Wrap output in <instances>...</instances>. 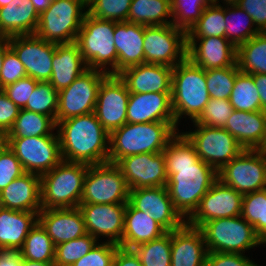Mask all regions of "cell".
<instances>
[{"label": "cell", "mask_w": 266, "mask_h": 266, "mask_svg": "<svg viewBox=\"0 0 266 266\" xmlns=\"http://www.w3.org/2000/svg\"><path fill=\"white\" fill-rule=\"evenodd\" d=\"M163 153L168 176L166 188L174 208L187 220L218 180V171L199 158L193 144L179 130Z\"/></svg>", "instance_id": "cell-1"}, {"label": "cell", "mask_w": 266, "mask_h": 266, "mask_svg": "<svg viewBox=\"0 0 266 266\" xmlns=\"http://www.w3.org/2000/svg\"><path fill=\"white\" fill-rule=\"evenodd\" d=\"M56 128L64 161L87 165L108 162L110 134L94 112L60 121Z\"/></svg>", "instance_id": "cell-2"}, {"label": "cell", "mask_w": 266, "mask_h": 266, "mask_svg": "<svg viewBox=\"0 0 266 266\" xmlns=\"http://www.w3.org/2000/svg\"><path fill=\"white\" fill-rule=\"evenodd\" d=\"M176 121L125 123L110 133L108 162L143 153H160L178 132Z\"/></svg>", "instance_id": "cell-3"}, {"label": "cell", "mask_w": 266, "mask_h": 266, "mask_svg": "<svg viewBox=\"0 0 266 266\" xmlns=\"http://www.w3.org/2000/svg\"><path fill=\"white\" fill-rule=\"evenodd\" d=\"M171 98L176 127L184 115L194 122L210 100L205 70L187 57L178 63L172 72Z\"/></svg>", "instance_id": "cell-4"}, {"label": "cell", "mask_w": 266, "mask_h": 266, "mask_svg": "<svg viewBox=\"0 0 266 266\" xmlns=\"http://www.w3.org/2000/svg\"><path fill=\"white\" fill-rule=\"evenodd\" d=\"M76 43L89 69L118 75V55L114 44V21L103 20L86 14L78 32Z\"/></svg>", "instance_id": "cell-5"}, {"label": "cell", "mask_w": 266, "mask_h": 266, "mask_svg": "<svg viewBox=\"0 0 266 266\" xmlns=\"http://www.w3.org/2000/svg\"><path fill=\"white\" fill-rule=\"evenodd\" d=\"M87 164L62 160L40 176L42 209L76 208L79 206Z\"/></svg>", "instance_id": "cell-6"}, {"label": "cell", "mask_w": 266, "mask_h": 266, "mask_svg": "<svg viewBox=\"0 0 266 266\" xmlns=\"http://www.w3.org/2000/svg\"><path fill=\"white\" fill-rule=\"evenodd\" d=\"M201 230L208 252L244 254L245 250L263 245L254 227L241 215L218 218L202 224Z\"/></svg>", "instance_id": "cell-7"}, {"label": "cell", "mask_w": 266, "mask_h": 266, "mask_svg": "<svg viewBox=\"0 0 266 266\" xmlns=\"http://www.w3.org/2000/svg\"><path fill=\"white\" fill-rule=\"evenodd\" d=\"M86 14L87 6L81 0H53L39 15L35 34L56 44L76 42Z\"/></svg>", "instance_id": "cell-8"}, {"label": "cell", "mask_w": 266, "mask_h": 266, "mask_svg": "<svg viewBox=\"0 0 266 266\" xmlns=\"http://www.w3.org/2000/svg\"><path fill=\"white\" fill-rule=\"evenodd\" d=\"M129 187L121 169L113 163L89 165L80 204H126Z\"/></svg>", "instance_id": "cell-9"}, {"label": "cell", "mask_w": 266, "mask_h": 266, "mask_svg": "<svg viewBox=\"0 0 266 266\" xmlns=\"http://www.w3.org/2000/svg\"><path fill=\"white\" fill-rule=\"evenodd\" d=\"M218 179L242 195L266 188V151L244 149L218 171Z\"/></svg>", "instance_id": "cell-10"}, {"label": "cell", "mask_w": 266, "mask_h": 266, "mask_svg": "<svg viewBox=\"0 0 266 266\" xmlns=\"http://www.w3.org/2000/svg\"><path fill=\"white\" fill-rule=\"evenodd\" d=\"M194 131L182 132L193 144L199 158L219 171L244 148L224 128L193 124Z\"/></svg>", "instance_id": "cell-11"}, {"label": "cell", "mask_w": 266, "mask_h": 266, "mask_svg": "<svg viewBox=\"0 0 266 266\" xmlns=\"http://www.w3.org/2000/svg\"><path fill=\"white\" fill-rule=\"evenodd\" d=\"M144 63L174 68L186 58V33L172 24L145 26Z\"/></svg>", "instance_id": "cell-12"}, {"label": "cell", "mask_w": 266, "mask_h": 266, "mask_svg": "<svg viewBox=\"0 0 266 266\" xmlns=\"http://www.w3.org/2000/svg\"><path fill=\"white\" fill-rule=\"evenodd\" d=\"M108 75L101 70L88 68L70 86L60 90L56 124L94 112L100 84Z\"/></svg>", "instance_id": "cell-13"}, {"label": "cell", "mask_w": 266, "mask_h": 266, "mask_svg": "<svg viewBox=\"0 0 266 266\" xmlns=\"http://www.w3.org/2000/svg\"><path fill=\"white\" fill-rule=\"evenodd\" d=\"M8 147L19 159L25 172L40 176L63 160L58 135L8 138Z\"/></svg>", "instance_id": "cell-14"}, {"label": "cell", "mask_w": 266, "mask_h": 266, "mask_svg": "<svg viewBox=\"0 0 266 266\" xmlns=\"http://www.w3.org/2000/svg\"><path fill=\"white\" fill-rule=\"evenodd\" d=\"M9 45L24 65L27 77L49 82L56 43L30 34L9 37Z\"/></svg>", "instance_id": "cell-15"}, {"label": "cell", "mask_w": 266, "mask_h": 266, "mask_svg": "<svg viewBox=\"0 0 266 266\" xmlns=\"http://www.w3.org/2000/svg\"><path fill=\"white\" fill-rule=\"evenodd\" d=\"M130 92L118 75H108L100 84L94 113L110 134L127 123Z\"/></svg>", "instance_id": "cell-16"}, {"label": "cell", "mask_w": 266, "mask_h": 266, "mask_svg": "<svg viewBox=\"0 0 266 266\" xmlns=\"http://www.w3.org/2000/svg\"><path fill=\"white\" fill-rule=\"evenodd\" d=\"M243 195L219 179L207 191L197 209L186 220L190 226L199 228L202 224L218 218L241 215Z\"/></svg>", "instance_id": "cell-17"}, {"label": "cell", "mask_w": 266, "mask_h": 266, "mask_svg": "<svg viewBox=\"0 0 266 266\" xmlns=\"http://www.w3.org/2000/svg\"><path fill=\"white\" fill-rule=\"evenodd\" d=\"M128 202L135 209L147 212L148 216L167 232L174 231L186 223L174 208L166 186L130 189Z\"/></svg>", "instance_id": "cell-18"}, {"label": "cell", "mask_w": 266, "mask_h": 266, "mask_svg": "<svg viewBox=\"0 0 266 266\" xmlns=\"http://www.w3.org/2000/svg\"><path fill=\"white\" fill-rule=\"evenodd\" d=\"M129 189L166 186L168 176L163 152L143 153L122 158L116 164Z\"/></svg>", "instance_id": "cell-19"}, {"label": "cell", "mask_w": 266, "mask_h": 266, "mask_svg": "<svg viewBox=\"0 0 266 266\" xmlns=\"http://www.w3.org/2000/svg\"><path fill=\"white\" fill-rule=\"evenodd\" d=\"M86 232L98 241L100 236L119 245L124 230L126 204H79Z\"/></svg>", "instance_id": "cell-20"}, {"label": "cell", "mask_w": 266, "mask_h": 266, "mask_svg": "<svg viewBox=\"0 0 266 266\" xmlns=\"http://www.w3.org/2000/svg\"><path fill=\"white\" fill-rule=\"evenodd\" d=\"M186 57L204 70L220 69L237 64V48L226 37L187 38Z\"/></svg>", "instance_id": "cell-21"}, {"label": "cell", "mask_w": 266, "mask_h": 266, "mask_svg": "<svg viewBox=\"0 0 266 266\" xmlns=\"http://www.w3.org/2000/svg\"><path fill=\"white\" fill-rule=\"evenodd\" d=\"M38 222L56 245L87 234L82 212L76 208L42 209Z\"/></svg>", "instance_id": "cell-22"}, {"label": "cell", "mask_w": 266, "mask_h": 266, "mask_svg": "<svg viewBox=\"0 0 266 266\" xmlns=\"http://www.w3.org/2000/svg\"><path fill=\"white\" fill-rule=\"evenodd\" d=\"M173 68L142 63L118 74L130 93H171Z\"/></svg>", "instance_id": "cell-23"}, {"label": "cell", "mask_w": 266, "mask_h": 266, "mask_svg": "<svg viewBox=\"0 0 266 266\" xmlns=\"http://www.w3.org/2000/svg\"><path fill=\"white\" fill-rule=\"evenodd\" d=\"M175 121L171 93H130L127 105L128 123Z\"/></svg>", "instance_id": "cell-24"}, {"label": "cell", "mask_w": 266, "mask_h": 266, "mask_svg": "<svg viewBox=\"0 0 266 266\" xmlns=\"http://www.w3.org/2000/svg\"><path fill=\"white\" fill-rule=\"evenodd\" d=\"M207 253L199 228L185 223L171 231V266H205Z\"/></svg>", "instance_id": "cell-25"}, {"label": "cell", "mask_w": 266, "mask_h": 266, "mask_svg": "<svg viewBox=\"0 0 266 266\" xmlns=\"http://www.w3.org/2000/svg\"><path fill=\"white\" fill-rule=\"evenodd\" d=\"M244 149L263 150L266 142V111L233 110L224 127Z\"/></svg>", "instance_id": "cell-26"}, {"label": "cell", "mask_w": 266, "mask_h": 266, "mask_svg": "<svg viewBox=\"0 0 266 266\" xmlns=\"http://www.w3.org/2000/svg\"><path fill=\"white\" fill-rule=\"evenodd\" d=\"M0 206L38 214L42 210L40 175L26 172L13 180L0 192Z\"/></svg>", "instance_id": "cell-27"}, {"label": "cell", "mask_w": 266, "mask_h": 266, "mask_svg": "<svg viewBox=\"0 0 266 266\" xmlns=\"http://www.w3.org/2000/svg\"><path fill=\"white\" fill-rule=\"evenodd\" d=\"M145 25L114 21V44L118 55V74L144 63Z\"/></svg>", "instance_id": "cell-28"}, {"label": "cell", "mask_w": 266, "mask_h": 266, "mask_svg": "<svg viewBox=\"0 0 266 266\" xmlns=\"http://www.w3.org/2000/svg\"><path fill=\"white\" fill-rule=\"evenodd\" d=\"M49 83L59 92L70 86L88 67L76 42L56 44Z\"/></svg>", "instance_id": "cell-29"}, {"label": "cell", "mask_w": 266, "mask_h": 266, "mask_svg": "<svg viewBox=\"0 0 266 266\" xmlns=\"http://www.w3.org/2000/svg\"><path fill=\"white\" fill-rule=\"evenodd\" d=\"M37 221L38 214L35 212L0 206V251H19Z\"/></svg>", "instance_id": "cell-30"}, {"label": "cell", "mask_w": 266, "mask_h": 266, "mask_svg": "<svg viewBox=\"0 0 266 266\" xmlns=\"http://www.w3.org/2000/svg\"><path fill=\"white\" fill-rule=\"evenodd\" d=\"M167 231L147 212L135 209L129 202L126 203L124 214V230L120 247L133 249L134 247L150 242L163 236Z\"/></svg>", "instance_id": "cell-31"}, {"label": "cell", "mask_w": 266, "mask_h": 266, "mask_svg": "<svg viewBox=\"0 0 266 266\" xmlns=\"http://www.w3.org/2000/svg\"><path fill=\"white\" fill-rule=\"evenodd\" d=\"M39 14L30 0H12L0 7V36L35 34Z\"/></svg>", "instance_id": "cell-32"}, {"label": "cell", "mask_w": 266, "mask_h": 266, "mask_svg": "<svg viewBox=\"0 0 266 266\" xmlns=\"http://www.w3.org/2000/svg\"><path fill=\"white\" fill-rule=\"evenodd\" d=\"M170 0H132L127 22L145 26L172 24Z\"/></svg>", "instance_id": "cell-33"}, {"label": "cell", "mask_w": 266, "mask_h": 266, "mask_svg": "<svg viewBox=\"0 0 266 266\" xmlns=\"http://www.w3.org/2000/svg\"><path fill=\"white\" fill-rule=\"evenodd\" d=\"M237 64L243 73L266 74V32H260L237 48Z\"/></svg>", "instance_id": "cell-34"}, {"label": "cell", "mask_w": 266, "mask_h": 266, "mask_svg": "<svg viewBox=\"0 0 266 266\" xmlns=\"http://www.w3.org/2000/svg\"><path fill=\"white\" fill-rule=\"evenodd\" d=\"M55 121L46 115L20 109L13 127L8 132V138H28L45 135H58L54 133Z\"/></svg>", "instance_id": "cell-35"}, {"label": "cell", "mask_w": 266, "mask_h": 266, "mask_svg": "<svg viewBox=\"0 0 266 266\" xmlns=\"http://www.w3.org/2000/svg\"><path fill=\"white\" fill-rule=\"evenodd\" d=\"M230 6V7H229ZM225 37L236 47L259 34L252 18L238 5L225 7Z\"/></svg>", "instance_id": "cell-36"}, {"label": "cell", "mask_w": 266, "mask_h": 266, "mask_svg": "<svg viewBox=\"0 0 266 266\" xmlns=\"http://www.w3.org/2000/svg\"><path fill=\"white\" fill-rule=\"evenodd\" d=\"M55 248V244L37 221L25 238L19 253L22 258L27 260L54 262Z\"/></svg>", "instance_id": "cell-37"}, {"label": "cell", "mask_w": 266, "mask_h": 266, "mask_svg": "<svg viewBox=\"0 0 266 266\" xmlns=\"http://www.w3.org/2000/svg\"><path fill=\"white\" fill-rule=\"evenodd\" d=\"M229 101L234 110L247 112L263 111L253 75L241 71L236 75Z\"/></svg>", "instance_id": "cell-38"}, {"label": "cell", "mask_w": 266, "mask_h": 266, "mask_svg": "<svg viewBox=\"0 0 266 266\" xmlns=\"http://www.w3.org/2000/svg\"><path fill=\"white\" fill-rule=\"evenodd\" d=\"M225 7L213 3L203 10L197 23L186 34L187 38L225 37Z\"/></svg>", "instance_id": "cell-39"}, {"label": "cell", "mask_w": 266, "mask_h": 266, "mask_svg": "<svg viewBox=\"0 0 266 266\" xmlns=\"http://www.w3.org/2000/svg\"><path fill=\"white\" fill-rule=\"evenodd\" d=\"M142 266H171V232L132 249Z\"/></svg>", "instance_id": "cell-40"}, {"label": "cell", "mask_w": 266, "mask_h": 266, "mask_svg": "<svg viewBox=\"0 0 266 266\" xmlns=\"http://www.w3.org/2000/svg\"><path fill=\"white\" fill-rule=\"evenodd\" d=\"M170 3L172 25L187 34L214 0H170Z\"/></svg>", "instance_id": "cell-41"}, {"label": "cell", "mask_w": 266, "mask_h": 266, "mask_svg": "<svg viewBox=\"0 0 266 266\" xmlns=\"http://www.w3.org/2000/svg\"><path fill=\"white\" fill-rule=\"evenodd\" d=\"M239 72L238 64L220 69L205 70V78L210 98L229 100L236 75Z\"/></svg>", "instance_id": "cell-42"}, {"label": "cell", "mask_w": 266, "mask_h": 266, "mask_svg": "<svg viewBox=\"0 0 266 266\" xmlns=\"http://www.w3.org/2000/svg\"><path fill=\"white\" fill-rule=\"evenodd\" d=\"M58 94L49 82H38L23 109L49 116L56 123Z\"/></svg>", "instance_id": "cell-43"}, {"label": "cell", "mask_w": 266, "mask_h": 266, "mask_svg": "<svg viewBox=\"0 0 266 266\" xmlns=\"http://www.w3.org/2000/svg\"><path fill=\"white\" fill-rule=\"evenodd\" d=\"M98 242L89 233L56 245L54 266H71L81 257L86 255Z\"/></svg>", "instance_id": "cell-44"}, {"label": "cell", "mask_w": 266, "mask_h": 266, "mask_svg": "<svg viewBox=\"0 0 266 266\" xmlns=\"http://www.w3.org/2000/svg\"><path fill=\"white\" fill-rule=\"evenodd\" d=\"M265 188L243 195L241 216L264 242Z\"/></svg>", "instance_id": "cell-45"}, {"label": "cell", "mask_w": 266, "mask_h": 266, "mask_svg": "<svg viewBox=\"0 0 266 266\" xmlns=\"http://www.w3.org/2000/svg\"><path fill=\"white\" fill-rule=\"evenodd\" d=\"M132 0H93L87 5V14L99 19L127 21Z\"/></svg>", "instance_id": "cell-46"}, {"label": "cell", "mask_w": 266, "mask_h": 266, "mask_svg": "<svg viewBox=\"0 0 266 266\" xmlns=\"http://www.w3.org/2000/svg\"><path fill=\"white\" fill-rule=\"evenodd\" d=\"M233 106L227 99H212L205 105L200 116L193 124L207 125L209 127L224 128L232 115Z\"/></svg>", "instance_id": "cell-47"}, {"label": "cell", "mask_w": 266, "mask_h": 266, "mask_svg": "<svg viewBox=\"0 0 266 266\" xmlns=\"http://www.w3.org/2000/svg\"><path fill=\"white\" fill-rule=\"evenodd\" d=\"M120 246L111 242H97L95 246L71 266H113V259Z\"/></svg>", "instance_id": "cell-48"}, {"label": "cell", "mask_w": 266, "mask_h": 266, "mask_svg": "<svg viewBox=\"0 0 266 266\" xmlns=\"http://www.w3.org/2000/svg\"><path fill=\"white\" fill-rule=\"evenodd\" d=\"M25 172L19 159L7 146L0 152V192Z\"/></svg>", "instance_id": "cell-49"}, {"label": "cell", "mask_w": 266, "mask_h": 266, "mask_svg": "<svg viewBox=\"0 0 266 266\" xmlns=\"http://www.w3.org/2000/svg\"><path fill=\"white\" fill-rule=\"evenodd\" d=\"M25 77H27V74L24 65L20 62L16 53L9 48L3 59L0 74V90Z\"/></svg>", "instance_id": "cell-50"}, {"label": "cell", "mask_w": 266, "mask_h": 266, "mask_svg": "<svg viewBox=\"0 0 266 266\" xmlns=\"http://www.w3.org/2000/svg\"><path fill=\"white\" fill-rule=\"evenodd\" d=\"M38 82V80L31 77H25L9 84L2 90L14 104L23 109Z\"/></svg>", "instance_id": "cell-51"}, {"label": "cell", "mask_w": 266, "mask_h": 266, "mask_svg": "<svg viewBox=\"0 0 266 266\" xmlns=\"http://www.w3.org/2000/svg\"><path fill=\"white\" fill-rule=\"evenodd\" d=\"M205 266H260L245 254L208 252Z\"/></svg>", "instance_id": "cell-52"}, {"label": "cell", "mask_w": 266, "mask_h": 266, "mask_svg": "<svg viewBox=\"0 0 266 266\" xmlns=\"http://www.w3.org/2000/svg\"><path fill=\"white\" fill-rule=\"evenodd\" d=\"M237 5L250 15L260 32H266V0H240Z\"/></svg>", "instance_id": "cell-53"}, {"label": "cell", "mask_w": 266, "mask_h": 266, "mask_svg": "<svg viewBox=\"0 0 266 266\" xmlns=\"http://www.w3.org/2000/svg\"><path fill=\"white\" fill-rule=\"evenodd\" d=\"M20 108L0 90V128L9 132L18 117Z\"/></svg>", "instance_id": "cell-54"}, {"label": "cell", "mask_w": 266, "mask_h": 266, "mask_svg": "<svg viewBox=\"0 0 266 266\" xmlns=\"http://www.w3.org/2000/svg\"><path fill=\"white\" fill-rule=\"evenodd\" d=\"M113 266H142V264L132 249L119 247L113 259Z\"/></svg>", "instance_id": "cell-55"}, {"label": "cell", "mask_w": 266, "mask_h": 266, "mask_svg": "<svg viewBox=\"0 0 266 266\" xmlns=\"http://www.w3.org/2000/svg\"><path fill=\"white\" fill-rule=\"evenodd\" d=\"M19 251H0V266H21Z\"/></svg>", "instance_id": "cell-56"}, {"label": "cell", "mask_w": 266, "mask_h": 266, "mask_svg": "<svg viewBox=\"0 0 266 266\" xmlns=\"http://www.w3.org/2000/svg\"><path fill=\"white\" fill-rule=\"evenodd\" d=\"M253 80L259 92L261 109L266 111V74H253Z\"/></svg>", "instance_id": "cell-57"}, {"label": "cell", "mask_w": 266, "mask_h": 266, "mask_svg": "<svg viewBox=\"0 0 266 266\" xmlns=\"http://www.w3.org/2000/svg\"><path fill=\"white\" fill-rule=\"evenodd\" d=\"M10 48L9 37L0 36V74L2 70L3 59L6 51Z\"/></svg>", "instance_id": "cell-58"}, {"label": "cell", "mask_w": 266, "mask_h": 266, "mask_svg": "<svg viewBox=\"0 0 266 266\" xmlns=\"http://www.w3.org/2000/svg\"><path fill=\"white\" fill-rule=\"evenodd\" d=\"M30 1L34 5V8L39 15L42 12L46 11L53 2V0H30Z\"/></svg>", "instance_id": "cell-59"}, {"label": "cell", "mask_w": 266, "mask_h": 266, "mask_svg": "<svg viewBox=\"0 0 266 266\" xmlns=\"http://www.w3.org/2000/svg\"><path fill=\"white\" fill-rule=\"evenodd\" d=\"M21 266H54V262H40L22 258Z\"/></svg>", "instance_id": "cell-60"}, {"label": "cell", "mask_w": 266, "mask_h": 266, "mask_svg": "<svg viewBox=\"0 0 266 266\" xmlns=\"http://www.w3.org/2000/svg\"><path fill=\"white\" fill-rule=\"evenodd\" d=\"M8 146V132L0 128V152Z\"/></svg>", "instance_id": "cell-61"}, {"label": "cell", "mask_w": 266, "mask_h": 266, "mask_svg": "<svg viewBox=\"0 0 266 266\" xmlns=\"http://www.w3.org/2000/svg\"><path fill=\"white\" fill-rule=\"evenodd\" d=\"M219 1L220 0H214V3L218 4ZM222 1H224L223 3H224V5L226 4V6L227 5H237L240 2V0H222Z\"/></svg>", "instance_id": "cell-62"}, {"label": "cell", "mask_w": 266, "mask_h": 266, "mask_svg": "<svg viewBox=\"0 0 266 266\" xmlns=\"http://www.w3.org/2000/svg\"><path fill=\"white\" fill-rule=\"evenodd\" d=\"M264 241H266V188H265V211H264Z\"/></svg>", "instance_id": "cell-63"}, {"label": "cell", "mask_w": 266, "mask_h": 266, "mask_svg": "<svg viewBox=\"0 0 266 266\" xmlns=\"http://www.w3.org/2000/svg\"><path fill=\"white\" fill-rule=\"evenodd\" d=\"M12 0H0V7L8 5Z\"/></svg>", "instance_id": "cell-64"}, {"label": "cell", "mask_w": 266, "mask_h": 266, "mask_svg": "<svg viewBox=\"0 0 266 266\" xmlns=\"http://www.w3.org/2000/svg\"><path fill=\"white\" fill-rule=\"evenodd\" d=\"M86 6L89 5L93 0H81Z\"/></svg>", "instance_id": "cell-65"}]
</instances>
